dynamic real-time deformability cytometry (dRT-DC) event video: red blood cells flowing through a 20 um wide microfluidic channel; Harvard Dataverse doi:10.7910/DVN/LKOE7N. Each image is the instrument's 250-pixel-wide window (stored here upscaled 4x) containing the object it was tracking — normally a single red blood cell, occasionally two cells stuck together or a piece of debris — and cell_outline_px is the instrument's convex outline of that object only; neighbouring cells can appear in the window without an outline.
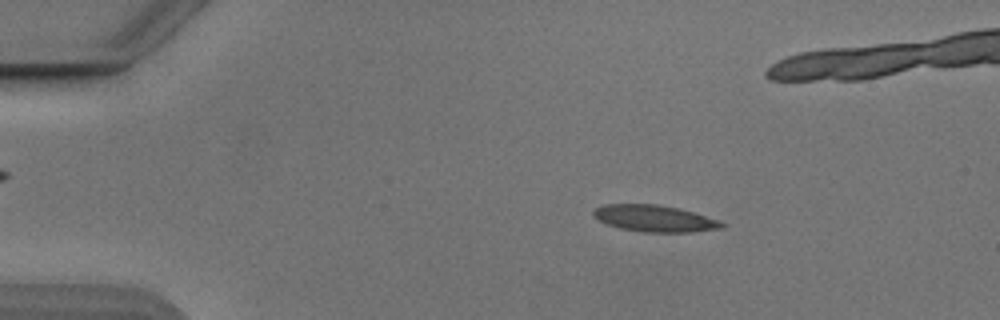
{"species": "Egyptian fruit bat (a non-hibernating species)", "species_latin": "Rousettus aegyptiacus", "temperature_condition": "cold", "stored_images_in_passage": 54, "camera_frame_rate_fps": 3000, "um_per_image_px": 0.085, "animal": {"sex": "male"}, "frame": {"image": 1, "passage_image": 10, "time_ms": 3.0, "image_size_px": [1000, 320], "cell_outline_px": [[724, 228], [692, 232], [644, 232], [620, 228], [608, 224], [600, 220], [592, 212], [596, 208], [604, 204], [660, 204], [680, 208], [716, 220], [724, 224]], "centroid_in_image_um": [55.64, 18.56], "position_along_channel_um": 29.4, "area_um2": 19.65}}
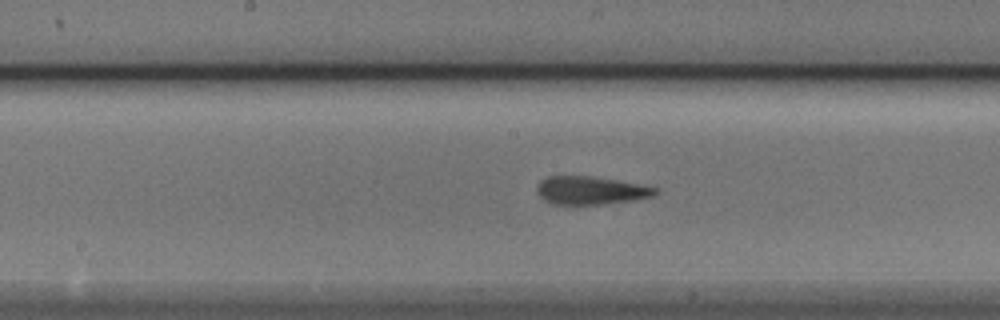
{"frame": {"image": 2, "passage_image": 28, "time_ms": 9.0, "image_size_px": [1000, 320], "cell_outline_px": [[660, 192], [652, 196], [632, 200], [600, 204], [552, 204], [544, 200], [536, 192], [536, 184], [540, 180], [548, 176], [592, 176], [616, 180], [660, 188]], "centroid_in_image_um": [50.18, 16.18], "position_along_channel_um": 198.0, "area_um2": 19.42}}
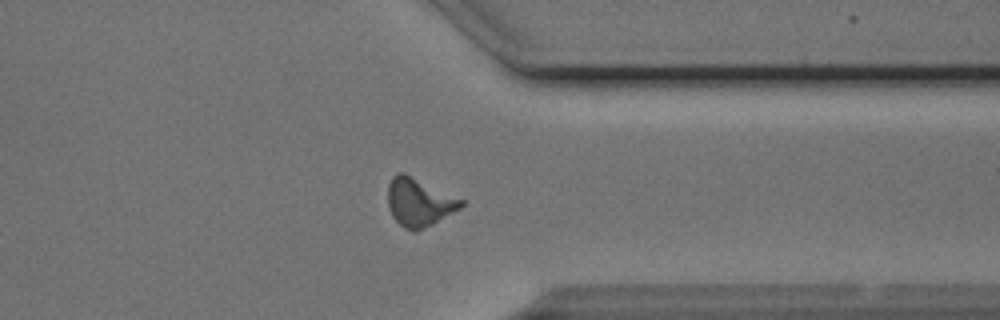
{"frame": {"image": 3, "passage_image": 42, "time_ms": 13.667, "image_size_px": [1000, 320], "cell_outline_px": [[464, 204], [460, 208], [432, 224], [416, 232], [412, 232], [404, 228], [392, 216], [388, 208], [388, 184], [392, 176], [396, 172], [404, 172], [464, 200]], "centroid_in_image_um": [35.59, 17.18], "position_along_channel_um": 375.8, "area_um2": 20.58}, "authors_computed_cell_mechanics": {"area_um2": 19.3341, "velocity_mm_per_s": 3.8785, "shape_relaxation_time_tau1_ms": 5.0741, "shape_relaxation_time_tau2_ms": 1.5659, "deformation_change_tau1": 0.158, "deformation_change_tau2": 0.1121}}